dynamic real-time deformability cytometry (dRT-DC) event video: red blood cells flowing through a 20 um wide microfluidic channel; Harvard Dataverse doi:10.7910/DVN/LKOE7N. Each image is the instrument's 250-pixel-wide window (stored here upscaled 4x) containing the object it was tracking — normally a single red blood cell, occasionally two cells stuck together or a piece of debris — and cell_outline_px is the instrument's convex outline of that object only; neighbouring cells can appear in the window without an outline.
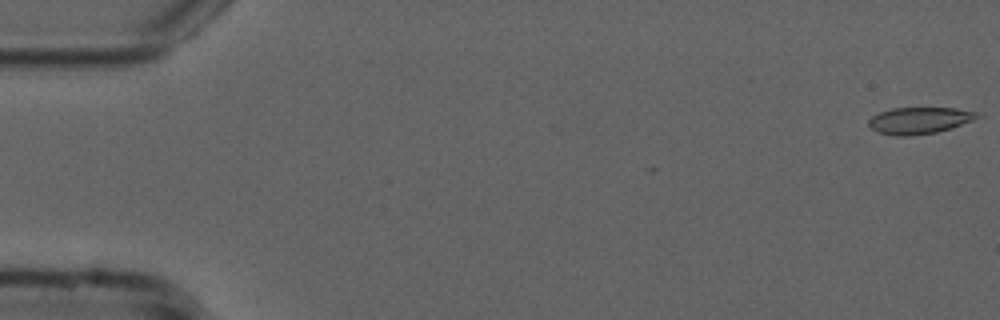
{"species": "common noctule bat (a hibernating species)", "species_latin": "Nyctalus noctula", "temperature_condition": "cold", "stored_images_in_passage": 54, "camera_frame_rate_fps": 3000, "um_per_image_px": 0.085, "animal": {"sex": "male", "forearm_length_mm": 52.5}, "frame": {"image": 1, "passage_image": 1, "time_ms": 0.0, "image_size_px": [1000, 320], "cell_outline_px": [[984, 116], [952, 128], [936, 132], [908, 136], [896, 136], [876, 132], [868, 124], [868, 120], [872, 116], [880, 112], [892, 108], [956, 108], [976, 112]], "centroid_in_image_um": [78.16, 10.24], "position_along_channel_um": 6.8, "area_um2": 16.94}}
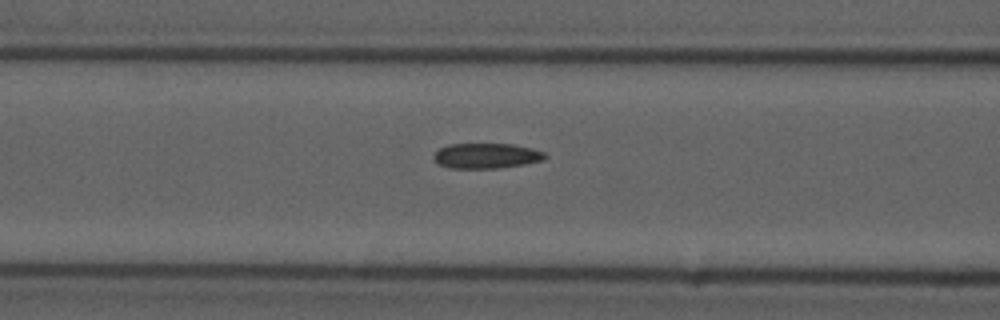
{"frame": {"image": 2, "passage_image": 22, "time_ms": 7.0, "image_size_px": [1000, 320], "cell_outline_px": [[548, 156], [544, 160], [524, 164], [500, 168], [448, 168], [432, 160], [436, 152], [440, 148], [448, 144], [512, 144], [532, 148], [544, 152]], "centroid_in_image_um": [41.35, 13.24], "position_along_channel_um": 125.2, "area_um2": 16.42}}
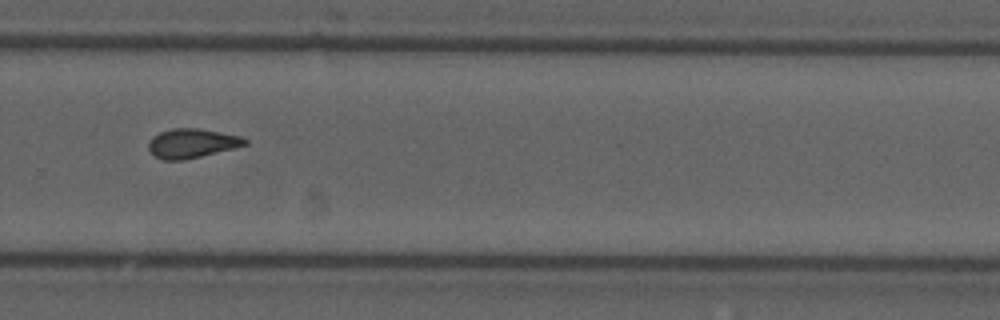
{"frame": {"image": 3, "passage_image": 37, "time_ms": 12.0, "image_size_px": [1000, 320], "cell_outline_px": [[248, 144], [236, 148], [184, 160], [164, 160], [156, 156], [148, 148], [148, 144], [152, 136], [160, 132], [172, 128], [200, 128], [240, 136], [248, 140]], "centroid_in_image_um": [16.33, 12.17], "position_along_channel_um": 313.5, "area_um2": 16.47}, "authors_computed_cell_mechanics": {"area_um2": 16.5308, "velocity_mm_per_s": 3.7687, "shape_relaxation_time_tau1_ms": null, "shape_relaxation_time_tau2_ms": 4.3398, "deformation_change_tau1": null, "deformation_change_tau2": 0.098}}